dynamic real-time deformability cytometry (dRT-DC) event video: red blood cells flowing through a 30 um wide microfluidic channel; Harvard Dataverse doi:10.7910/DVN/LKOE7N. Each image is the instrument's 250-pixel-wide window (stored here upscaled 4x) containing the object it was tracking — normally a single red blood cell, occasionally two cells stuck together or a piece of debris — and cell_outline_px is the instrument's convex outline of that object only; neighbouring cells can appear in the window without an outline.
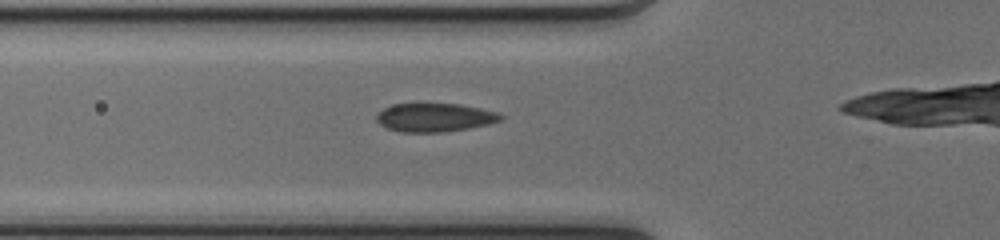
{"species": "common noctule bat (a hibernating species)", "species_latin": "Nyctalus noctula", "temperature_condition": "cold", "stored_images_in_passage": 36, "camera_frame_rate_fps": 3000, "um_per_image_px": 0.085, "animal": {"sex": "female", "body_mass_g": 17.0, "forearm_length_mm": 48.0}, "frame": {"image": 1, "passage_image": 10, "time_ms": 3.0, "image_size_px": [1000, 240], "cell_outline_px": [[504, 116], [500, 120], [488, 124], [468, 128], [444, 132], [400, 132], [388, 128], [380, 124], [376, 120], [376, 116], [384, 108], [392, 104], [416, 100], [424, 100], [460, 104], [480, 108], [496, 112]], "centroid_in_image_um": [36.89, 9.92], "position_along_channel_um": 88.9, "area_um2": 21.56}}
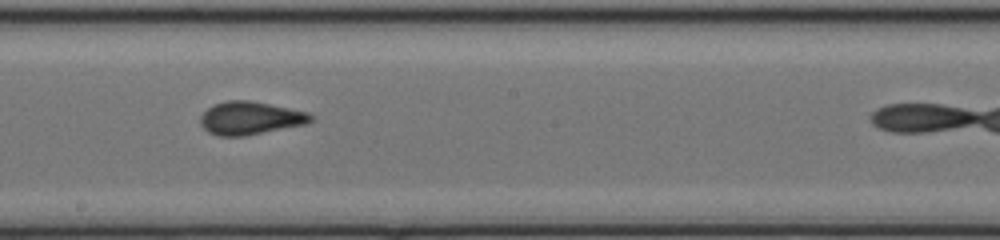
{"frame": {"image": 2, "passage_image": 20, "time_ms": 6.333, "image_size_px": [1000, 240], "cell_outline_px": [[312, 120], [304, 124], [244, 136], [220, 136], [208, 132], [200, 124], [200, 116], [212, 104], [228, 100], [248, 100], [308, 112], [312, 116]], "centroid_in_image_um": [21.21, 10.03], "position_along_channel_um": 227.0, "area_um2": 20.98}}
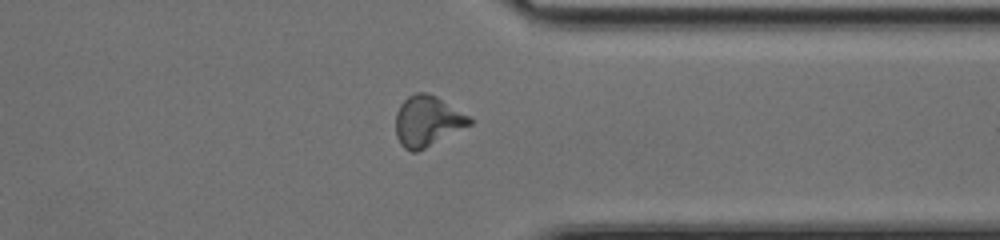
{"frame": {"image": 3, "passage_image": 31, "time_ms": 10.0, "image_size_px": [1000, 240], "cell_outline_px": [[472, 124], [416, 152], [412, 152], [404, 148], [400, 144], [396, 136], [396, 112], [400, 104], [408, 96], [416, 92], [428, 92], [436, 96], [472, 116]], "centroid_in_image_um": [36.33, 10.27], "position_along_channel_um": 375.1, "area_um2": 21.85}, "authors_computed_cell_mechanics": {"area_um2": 20.8369, "velocity_mm_per_s": 4.129, "shape_relaxation_time_tau1_ms": null, "shape_relaxation_time_tau2_ms": 1.3204, "deformation_change_tau1": null, "deformation_change_tau2": 0.0673}}